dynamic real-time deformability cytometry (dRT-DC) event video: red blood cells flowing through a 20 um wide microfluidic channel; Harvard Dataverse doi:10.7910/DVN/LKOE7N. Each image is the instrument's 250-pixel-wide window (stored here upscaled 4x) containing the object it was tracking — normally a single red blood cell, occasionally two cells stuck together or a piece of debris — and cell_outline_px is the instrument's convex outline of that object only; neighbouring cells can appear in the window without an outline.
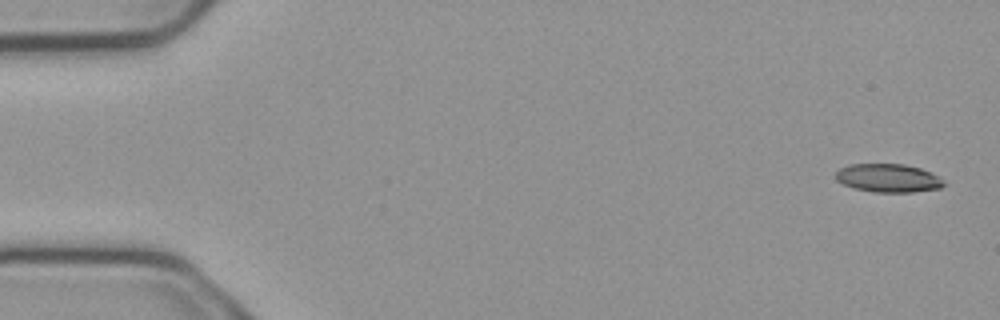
{"species": "common noctule bat (a hibernating species)", "species_latin": "Nyctalus noctula", "temperature_condition": "cold", "stored_images_in_passage": 6, "camera_frame_rate_fps": 3000, "um_per_image_px": 0.085, "animal": {"sex": "male", "body_mass_g": 23.1, "forearm_length_mm": 52.7}, "frame": {"image": 1, "passage_image": 1, "time_ms": 0.0, "image_size_px": [1000, 320], "cell_outline_px": [[944, 184], [940, 188], [912, 192], [872, 192], [856, 188], [844, 184], [836, 180], [836, 172], [840, 168], [848, 164], [904, 164], [920, 168], [932, 172], [940, 176], [944, 180]], "centroid_in_image_um": [75.52, 15.13], "position_along_channel_um": 9.5, "area_um2": 17.92}}